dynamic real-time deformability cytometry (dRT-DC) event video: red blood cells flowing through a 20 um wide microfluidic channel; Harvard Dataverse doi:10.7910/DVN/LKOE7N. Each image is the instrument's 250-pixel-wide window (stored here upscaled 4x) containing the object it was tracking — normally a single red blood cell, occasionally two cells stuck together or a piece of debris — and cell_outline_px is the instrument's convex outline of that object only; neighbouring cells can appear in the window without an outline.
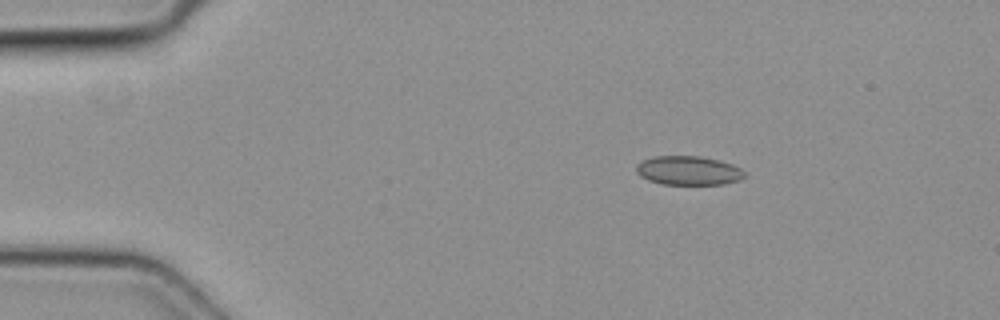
{"species": "common noctule bat (a hibernating species)", "species_latin": "Nyctalus noctula", "temperature_condition": "cold", "stored_images_in_passage": 4, "camera_frame_rate_fps": 3000, "um_per_image_px": 0.085, "animal": {"sex": "female", "body_mass_g": 19.3, "forearm_length_mm": 54.1}, "frame": {"image": 1, "passage_image": 2, "time_ms": 0.333, "image_size_px": [1000, 320], "cell_outline_px": [[744, 176], [740, 180], [724, 184], [664, 184], [648, 180], [640, 176], [636, 172], [636, 164], [644, 160], [656, 156], [700, 156], [720, 160], [732, 164], [740, 168], [744, 172]], "centroid_in_image_um": [58.52, 14.49], "position_along_channel_um": 26.5, "area_um2": 18.26}}